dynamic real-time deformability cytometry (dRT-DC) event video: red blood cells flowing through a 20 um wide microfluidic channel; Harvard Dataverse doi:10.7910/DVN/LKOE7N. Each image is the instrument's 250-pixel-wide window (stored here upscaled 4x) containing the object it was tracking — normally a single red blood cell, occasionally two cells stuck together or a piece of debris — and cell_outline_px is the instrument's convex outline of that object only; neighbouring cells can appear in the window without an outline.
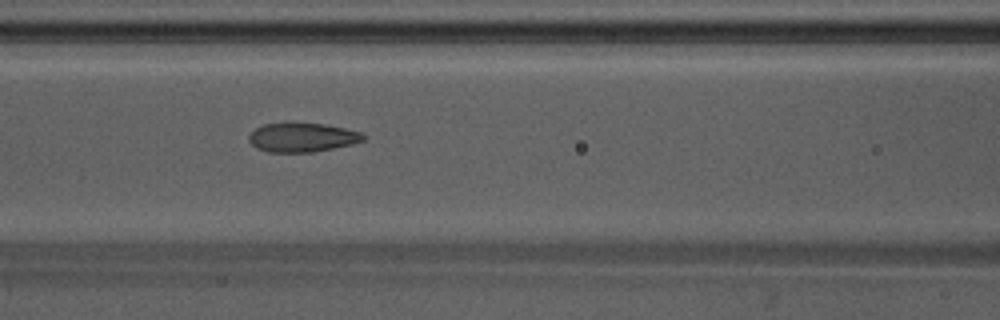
{"species": "Egyptian fruit bat (a non-hibernating species)", "species_latin": "Rousettus aegyptiacus", "temperature_condition": "warm", "stored_images_in_passage": 33, "camera_frame_rate_fps": 3000, "um_per_image_px": 0.085, "animal": {"sex": "male"}, "frame": {"image": 1, "passage_image": 9, "time_ms": 2.667, "image_size_px": [1000, 320], "cell_outline_px": [[364, 140], [352, 144], [312, 152], [268, 152], [256, 148], [248, 140], [248, 136], [256, 128], [264, 124], [324, 124], [344, 128], [360, 132], [364, 136]], "centroid_in_image_um": [25.66, 11.7], "position_along_channel_um": 140.9, "area_um2": 18.96}}
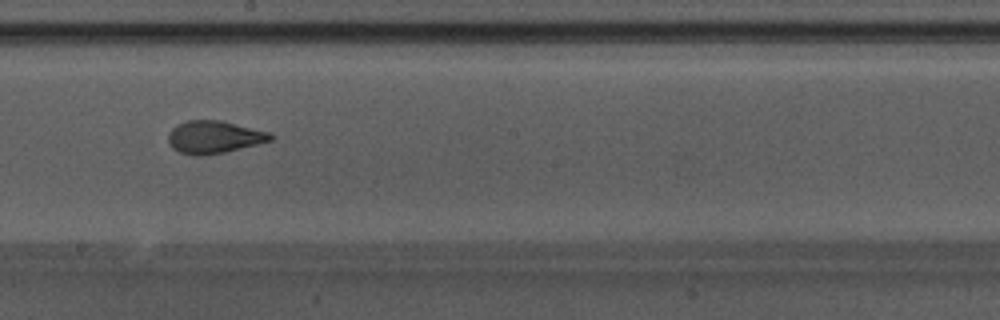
{"frame": {"image": 2, "passage_image": 16, "time_ms": 5.0, "image_size_px": [1000, 320], "cell_outline_px": [[276, 136], [272, 140], [224, 152], [200, 156], [192, 156], [180, 152], [172, 148], [168, 140], [168, 136], [172, 128], [188, 120], [220, 120], [268, 132]], "centroid_in_image_um": [18.18, 11.66], "position_along_channel_um": 230.0, "area_um2": 19.19}}
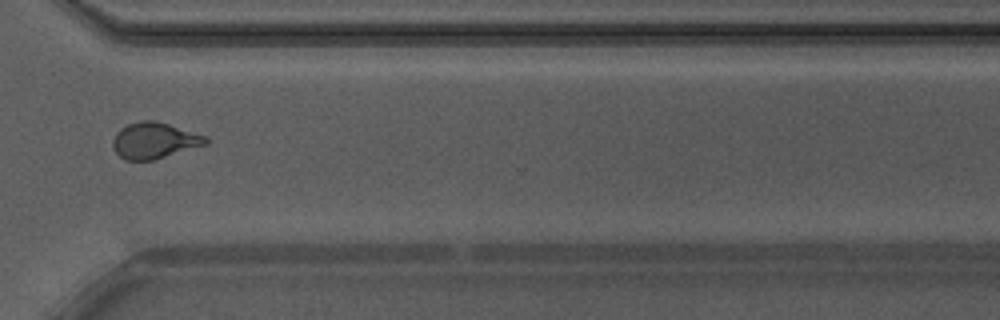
{"frame": {"image": 3, "passage_image": 26, "time_ms": 8.333, "image_size_px": [1000, 320], "cell_outline_px": [[208, 144], [152, 160], [124, 160], [112, 148], [112, 140], [116, 132], [120, 128], [128, 124], [140, 120], [152, 120], [168, 124], [208, 136]], "centroid_in_image_um": [13.1, 11.94], "position_along_channel_um": 357.5, "area_um2": 19.59}, "authors_computed_cell_mechanics": {"area_um2": 19.4208, "velocity_mm_per_s": 3.8301, "shape_relaxation_time_tau1_ms": 7.8077, "shape_relaxation_time_tau2_ms": 1.2161, "deformation_change_tau1": 0.2183, "deformation_change_tau2": 0.0725}}